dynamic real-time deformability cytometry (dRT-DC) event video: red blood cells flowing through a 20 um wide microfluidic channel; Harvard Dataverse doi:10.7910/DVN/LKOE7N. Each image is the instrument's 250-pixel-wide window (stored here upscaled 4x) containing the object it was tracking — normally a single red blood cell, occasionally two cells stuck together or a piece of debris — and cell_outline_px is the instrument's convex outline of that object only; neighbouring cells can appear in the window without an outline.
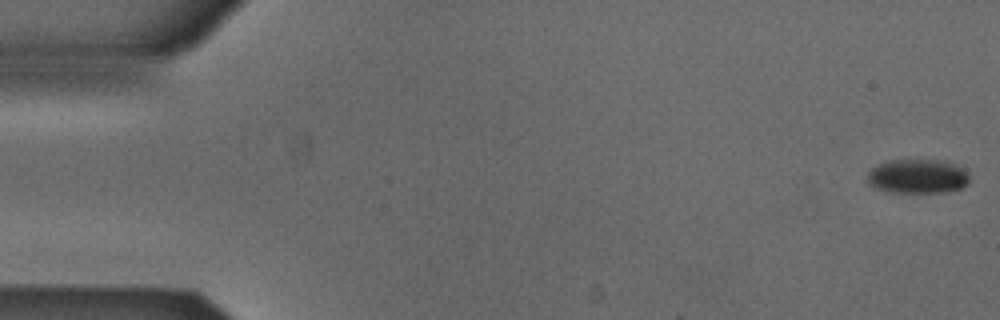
{"species": "Egyptian fruit bat (a non-hibernating species)", "species_latin": "Rousettus aegyptiacus", "temperature_condition": "cold", "stored_images_in_passage": 53, "camera_frame_rate_fps": 3000, "um_per_image_px": 0.085, "animal": {"sex": "male"}, "frame": {"image": 1, "passage_image": 1, "time_ms": 0.0, "image_size_px": [1000, 320], "cell_outline_px": [[968, 184], [960, 188], [948, 192], [892, 192], [876, 188], [868, 184], [868, 172], [872, 168], [880, 164], [892, 160], [944, 160], [964, 168], [968, 176]], "centroid_in_image_um": [78.02, 14.99], "position_along_channel_um": 7.0, "area_um2": 20.29}}
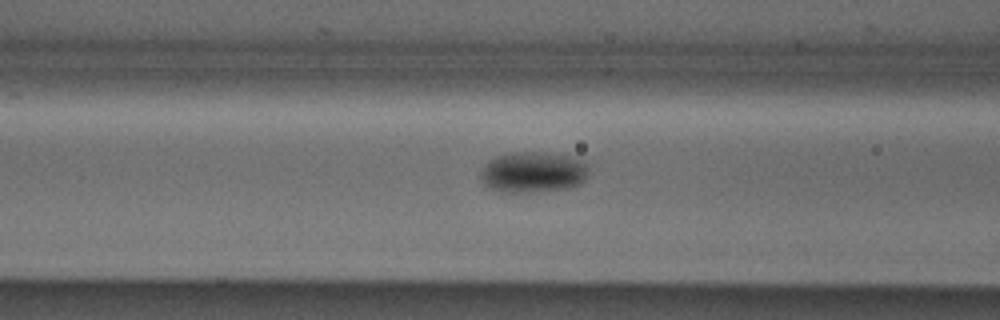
{"frame": {"image": 2, "passage_image": 21, "time_ms": 6.667, "image_size_px": [1000, 320], "cell_outline_px": [[588, 176], [580, 184], [568, 188], [532, 192], [504, 192], [492, 188], [484, 184], [480, 180], [480, 172], [484, 164], [488, 160], [496, 156], [508, 152], [544, 152], [568, 156], [584, 160], [588, 164]], "centroid_in_image_um": [45.31, 14.62], "position_along_channel_um": 121.3, "area_um2": 26.07}}
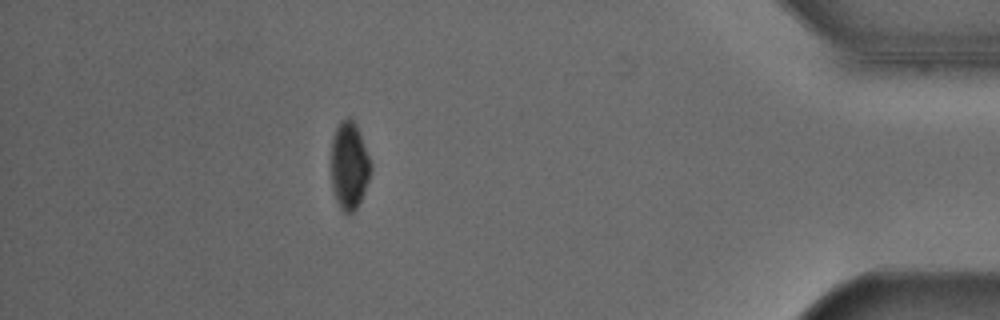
{"frame": {"image": 3, "passage_image": 47, "time_ms": 15.333, "image_size_px": [1000, 320], "cell_outline_px": [[372, 168], [364, 192], [356, 208], [348, 216], [340, 208], [336, 200], [332, 188], [332, 136], [340, 120], [348, 116], [352, 116], [356, 124], [372, 164]], "centroid_in_image_um": [29.68, 14.05], "position_along_channel_um": 405.5, "area_um2": 20.29}, "authors_computed_cell_mechanics": {"area_um2": 23.1778, "velocity_mm_per_s": 3.8842, "shape_relaxation_time_tau1_ms": 3.675, "shape_relaxation_time_tau2_ms": null, "deformation_change_tau1": 0.0599, "deformation_change_tau2": null}}